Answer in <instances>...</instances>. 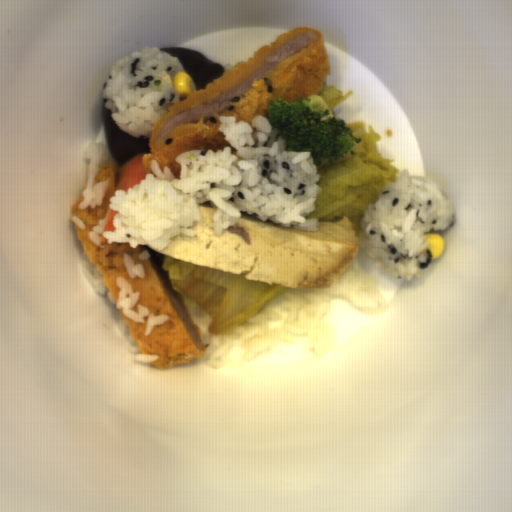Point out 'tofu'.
<instances>
[{
  "label": "tofu",
  "instance_id": "obj_1",
  "mask_svg": "<svg viewBox=\"0 0 512 512\" xmlns=\"http://www.w3.org/2000/svg\"><path fill=\"white\" fill-rule=\"evenodd\" d=\"M201 220L193 224L196 240L173 239L161 251L167 256L214 269L241 274L245 278L298 290L331 288L354 262L360 248L353 221L317 222V231H303L260 221L242 212L234 224L245 229L242 236L223 230L217 236L210 224L216 210L210 202L200 204Z\"/></svg>",
  "mask_w": 512,
  "mask_h": 512
}]
</instances>
